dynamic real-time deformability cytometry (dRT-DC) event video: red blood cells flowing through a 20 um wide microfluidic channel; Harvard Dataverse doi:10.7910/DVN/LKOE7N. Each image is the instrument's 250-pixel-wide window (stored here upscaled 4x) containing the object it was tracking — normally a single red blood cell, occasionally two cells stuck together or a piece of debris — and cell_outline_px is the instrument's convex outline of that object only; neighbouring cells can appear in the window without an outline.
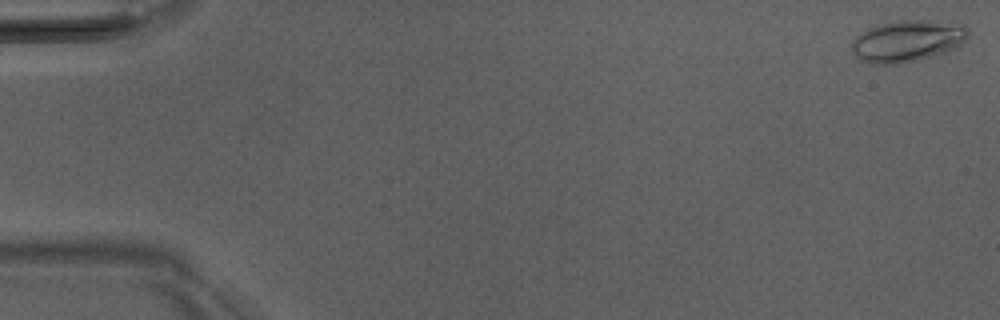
{"species": "Egyptian fruit bat (a non-hibernating species)", "species_latin": "Rousettus aegyptiacus", "temperature_condition": "room temperature", "stored_images_in_passage": 14, "camera_frame_rate_fps": 3000, "um_per_image_px": 0.085, "animal": {"sex": "male"}, "frame": {"image": 1, "passage_image": 1, "time_ms": 0.0, "image_size_px": [1000, 320], "cell_outline_px": [[968, 36], [960, 44], [944, 52], [916, 60], [896, 64], [876, 64], [860, 60], [852, 52], [852, 40], [856, 36], [868, 28], [880, 24], [900, 20], [928, 20], [964, 24], [968, 28]], "centroid_in_image_um": [77.11, 3.47], "position_along_channel_um": 7.9, "area_um2": 27.98}}